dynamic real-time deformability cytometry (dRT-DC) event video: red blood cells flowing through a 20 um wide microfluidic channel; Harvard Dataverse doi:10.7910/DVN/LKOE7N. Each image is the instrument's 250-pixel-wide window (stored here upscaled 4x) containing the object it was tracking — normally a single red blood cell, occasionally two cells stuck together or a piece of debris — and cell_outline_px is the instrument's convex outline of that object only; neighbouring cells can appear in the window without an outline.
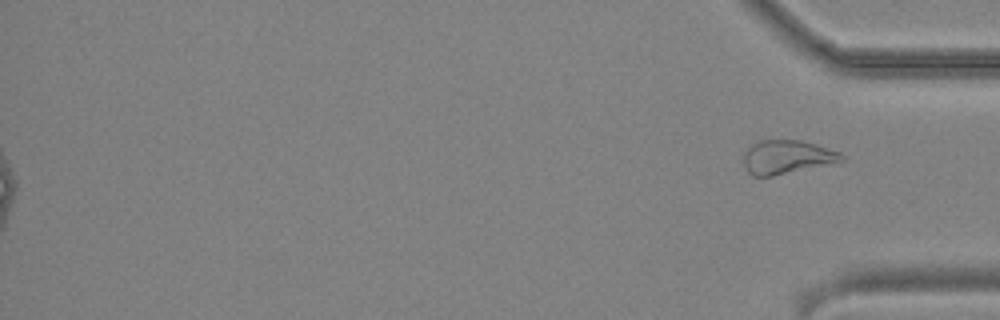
{"species": "common noctule bat (a hibernating species)", "species_latin": "Nyctalus noctula", "temperature_condition": "cold", "stored_images_in_passage": 48, "segment_of_instrument_passage": [2, 2], "camera_frame_rate_fps": 3000, "um_per_image_px": 0.085, "animal": {"sex": "male", "body_mass_g": 19.2, "forearm_length_mm": 51.8}, "frame": {"image": 1, "passage_image": 48, "time_ms": 15.667, "image_size_px": [1000, 320], "cell_outline_px": [[848, 160], [772, 176], [752, 176], [748, 172], [744, 164], [744, 152], [756, 140], [800, 140], [816, 144], [840, 152]], "centroid_in_image_um": [66.9, 13.34], "position_along_channel_um": 368.3, "area_um2": 19.31}}